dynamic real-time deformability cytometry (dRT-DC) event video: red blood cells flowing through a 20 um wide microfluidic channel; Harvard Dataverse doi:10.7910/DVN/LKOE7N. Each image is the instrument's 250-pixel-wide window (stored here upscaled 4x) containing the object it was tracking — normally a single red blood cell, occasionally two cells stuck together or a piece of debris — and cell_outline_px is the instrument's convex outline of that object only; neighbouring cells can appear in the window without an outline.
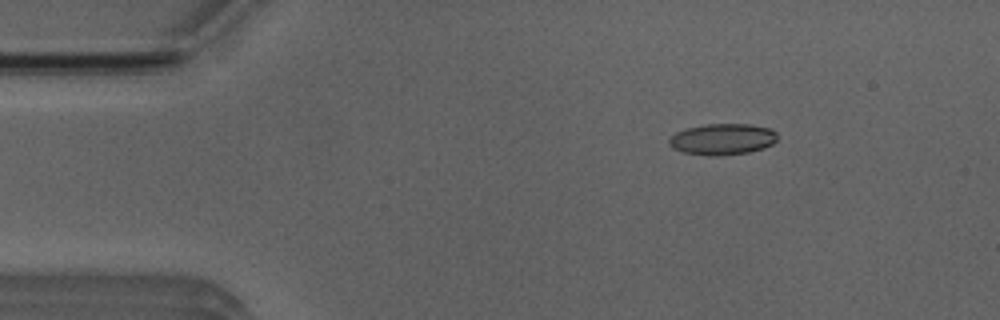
{"species": "Egyptian fruit bat (a non-hibernating species)", "species_latin": "Rousettus aegyptiacus", "temperature_condition": "room temperature", "stored_images_in_passage": 2, "camera_frame_rate_fps": 3000, "um_per_image_px": 0.085, "animal": {"sex": "male"}, "frame": {"image": 1, "passage_image": 2, "time_ms": 1.0, "image_size_px": [1000, 320], "cell_outline_px": [[776, 140], [772, 144], [764, 148], [748, 152], [720, 156], [712, 156], [684, 152], [672, 148], [668, 144], [668, 140], [676, 132], [688, 128], [704, 124], [748, 124], [768, 128], [776, 132]], "centroid_in_image_um": [61.39, 11.83], "position_along_channel_um": 23.6, "area_um2": 19.59}}